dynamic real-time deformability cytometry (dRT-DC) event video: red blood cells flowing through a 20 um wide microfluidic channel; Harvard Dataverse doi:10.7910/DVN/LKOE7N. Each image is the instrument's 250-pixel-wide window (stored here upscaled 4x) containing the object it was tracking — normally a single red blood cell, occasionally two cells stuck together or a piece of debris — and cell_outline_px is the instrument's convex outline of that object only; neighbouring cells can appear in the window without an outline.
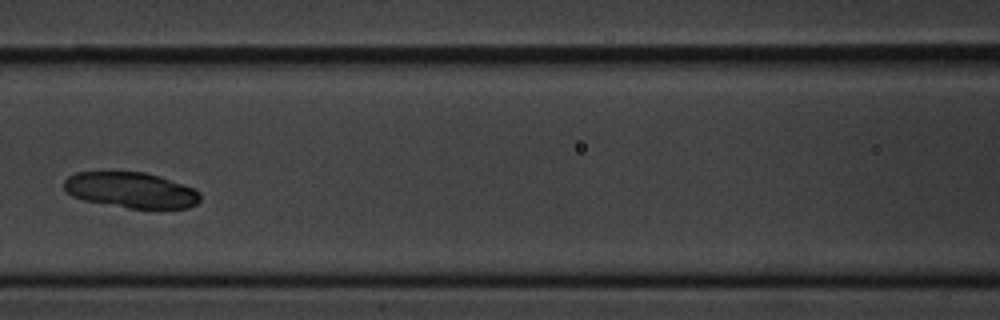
{"species": "common noctule bat (a hibernating species)", "species_latin": "Nyctalus noctula", "temperature_condition": "cold", "stored_images_in_passage": 5, "camera_frame_rate_fps": 3000, "um_per_image_px": 0.085, "animal": {"sex": "male", "body_mass_g": 20.1, "forearm_length_mm": 53.5}, "frame": {"image": 1, "passage_image": 5, "time_ms": 5.667, "image_size_px": [1000, 320], "cell_outline_px": [[200, 200], [196, 204], [188, 208], [128, 208], [84, 200], [72, 196], [64, 192], [64, 180], [68, 176], [76, 172], [112, 168], [144, 172], [160, 176], [196, 188], [200, 192]], "centroid_in_image_um": [11.08, 16.1], "position_along_channel_um": 155.5, "area_um2": 29.48}}